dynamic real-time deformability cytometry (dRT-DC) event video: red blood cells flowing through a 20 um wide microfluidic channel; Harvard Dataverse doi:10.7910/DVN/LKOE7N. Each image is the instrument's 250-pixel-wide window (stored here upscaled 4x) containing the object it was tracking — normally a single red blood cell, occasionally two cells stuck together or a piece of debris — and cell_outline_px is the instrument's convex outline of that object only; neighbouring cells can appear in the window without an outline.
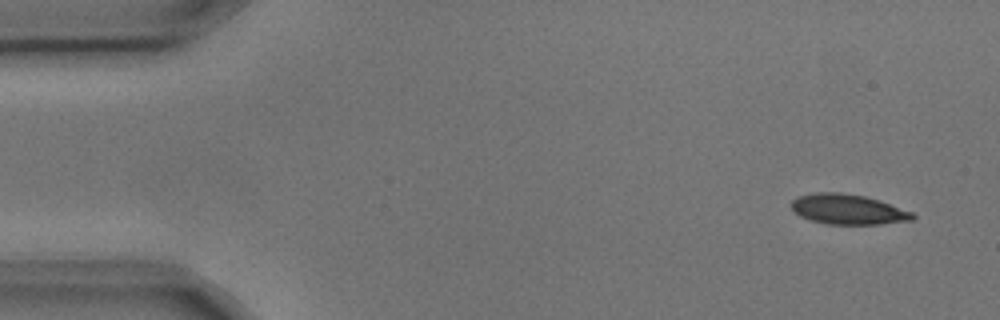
{"species": "common noctule bat (a hibernating species)", "species_latin": "Nyctalus noctula", "temperature_condition": "cold", "stored_images_in_passage": 6, "camera_frame_rate_fps": 3000, "um_per_image_px": 0.085, "animal": {"sex": "male", "body_mass_g": 17.9, "forearm_length_mm": 54.2}, "frame": {"image": 1, "passage_image": 1, "time_ms": 0.0, "image_size_px": [1000, 320], "cell_outline_px": [[916, 216], [912, 220], [880, 224], [828, 224], [812, 220], [800, 216], [792, 208], [792, 200], [796, 196], [816, 192], [840, 192], [864, 196], [912, 212]], "centroid_in_image_um": [72.04, 17.79], "position_along_channel_um": 13.0, "area_um2": 20.98}}
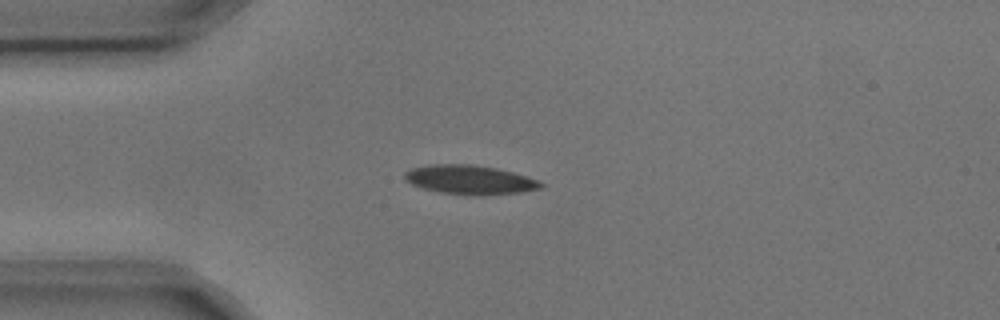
{"frame": {"image": 2, "passage_image": 4, "time_ms": 1.0, "image_size_px": [1000, 320], "cell_outline_px": [[544, 188], [520, 192], [440, 192], [424, 188], [412, 184], [404, 180], [404, 172], [408, 168], [436, 164], [472, 164], [496, 168], [512, 172], [536, 180], [544, 184]], "centroid_in_image_um": [39.86, 15.22], "position_along_channel_um": 45.1, "area_um2": 21.91}}
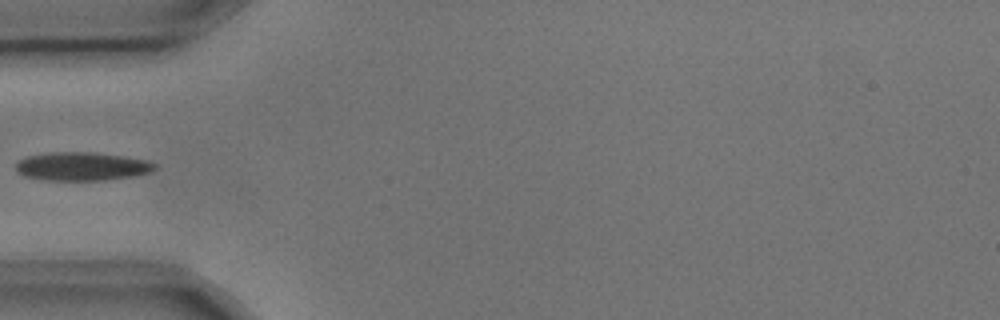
{"frame": {"image": 3, "passage_image": 5, "time_ms": 1.333, "image_size_px": [1000, 320], "cell_outline_px": [[156, 168], [148, 172], [132, 176], [104, 180], [44, 180], [24, 176], [16, 172], [16, 164], [20, 160], [28, 156], [52, 152], [96, 152], [124, 156], [148, 160], [156, 164]], "centroid_in_image_um": [6.95, 14.14], "position_along_channel_um": 78.0, "area_um2": 23.0}}